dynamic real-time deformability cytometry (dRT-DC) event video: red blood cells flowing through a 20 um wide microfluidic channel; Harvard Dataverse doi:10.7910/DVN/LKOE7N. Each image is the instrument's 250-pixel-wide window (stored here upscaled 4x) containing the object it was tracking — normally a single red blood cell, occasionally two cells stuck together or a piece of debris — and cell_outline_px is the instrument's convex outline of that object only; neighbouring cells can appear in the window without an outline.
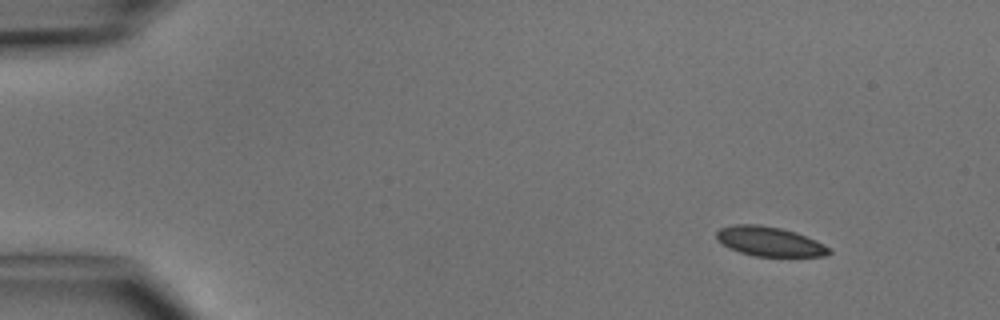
{"species": "common noctule bat (a hibernating species)", "species_latin": "Nyctalus noctula", "temperature_condition": "cold", "stored_images_in_passage": 3, "camera_frame_rate_fps": 3000, "um_per_image_px": 0.085, "animal": {"sex": "male", "body_mass_g": 15.6}, "frame": {"image": 1, "passage_image": 1, "time_ms": 0.0, "image_size_px": [1000, 320], "cell_outline_px": [[832, 252], [824, 256], [756, 256], [740, 252], [728, 248], [716, 240], [716, 232], [720, 228], [736, 224], [760, 224], [780, 228], [796, 232], [816, 240], [824, 244]], "centroid_in_image_um": [65.38, 20.52], "position_along_channel_um": 19.6, "area_um2": 19.36}}